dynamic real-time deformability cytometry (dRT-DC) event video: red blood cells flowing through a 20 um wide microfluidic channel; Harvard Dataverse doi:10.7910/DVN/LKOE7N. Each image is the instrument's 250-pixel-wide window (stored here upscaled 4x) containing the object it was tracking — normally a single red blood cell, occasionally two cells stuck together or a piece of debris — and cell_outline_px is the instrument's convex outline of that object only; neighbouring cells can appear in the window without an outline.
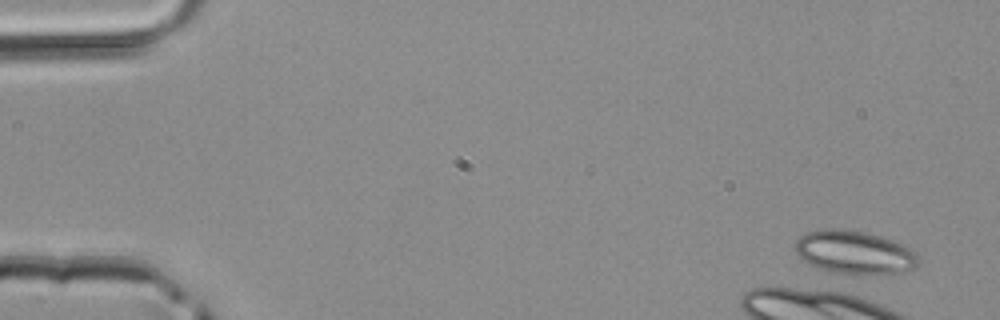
{"species": "common noctule bat (a hibernating species)", "species_latin": "Nyctalus noctula", "temperature_condition": "room temperature", "stored_images_in_passage": 1, "camera_frame_rate_fps": 3000, "um_per_image_px": 0.085, "animal": {"sex": "male", "body_mass_g": 20.4}, "frame": {"image": 1, "passage_image": 1, "time_ms": 0.0, "image_size_px": [1000, 320], "cell_outline_px": [[920, 260], [916, 268], [904, 272], [868, 276], [844, 276], [828, 272], [804, 260], [796, 252], [796, 240], [804, 232], [824, 228], [840, 228], [864, 232], [880, 236], [892, 240], [912, 248], [920, 256]], "centroid_in_image_um": [72.68, 21.49], "position_along_channel_um": 12.3, "area_um2": 32.14}}